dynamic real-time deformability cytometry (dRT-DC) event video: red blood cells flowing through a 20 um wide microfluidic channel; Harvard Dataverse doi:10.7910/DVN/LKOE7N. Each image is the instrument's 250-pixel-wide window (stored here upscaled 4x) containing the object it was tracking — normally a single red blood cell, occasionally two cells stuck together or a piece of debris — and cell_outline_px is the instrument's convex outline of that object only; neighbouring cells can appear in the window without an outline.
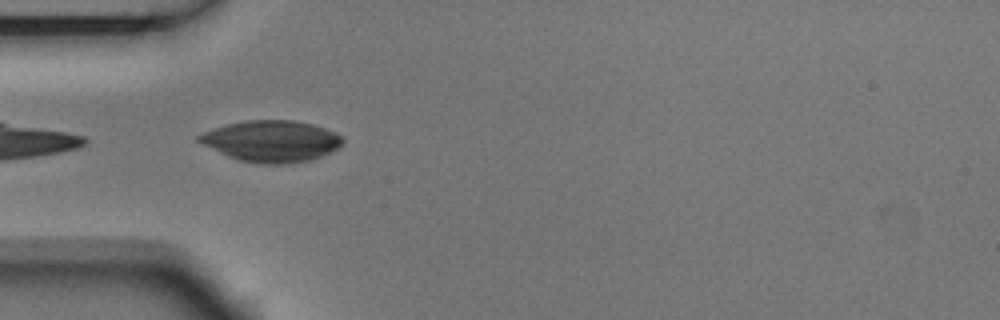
{"species": "Egyptian fruit bat (a non-hibernating species)", "species_latin": "Rousettus aegyptiacus", "temperature_condition": "room temperature", "stored_images_in_passage": 6, "camera_frame_rate_fps": 3000, "um_per_image_px": 0.085, "animal": {"sex": "male"}, "frame": {"image": 1, "passage_image": 4, "time_ms": 1.0, "image_size_px": [1000, 320], "cell_outline_px": [[344, 144], [332, 152], [312, 160], [288, 164], [260, 164], [240, 160], [228, 156], [196, 140], [196, 136], [204, 132], [228, 124], [248, 120], [292, 120], [312, 124], [336, 132], [344, 136]], "centroid_in_image_um": [23.15, 12.0], "position_along_channel_um": 61.9, "area_um2": 34.68}}
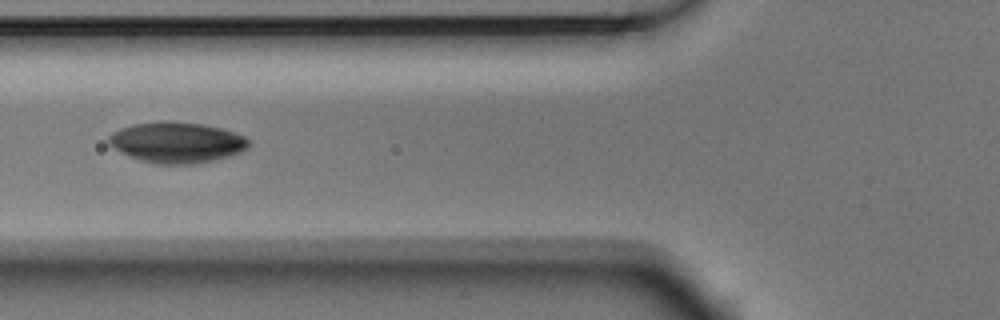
{"frame": {"image": 2, "passage_image": 5, "time_ms": 1.333, "image_size_px": [1000, 320], "cell_outline_px": [[252, 140], [248, 148], [240, 152], [228, 156], [212, 160], [192, 164], [156, 164], [140, 160], [108, 144], [108, 136], [112, 132], [120, 128], [132, 124], [160, 120], [168, 120], [204, 124], [236, 132]], "centroid_in_image_um": [15.05, 12.08], "position_along_channel_um": 110.7, "area_um2": 33.41}}
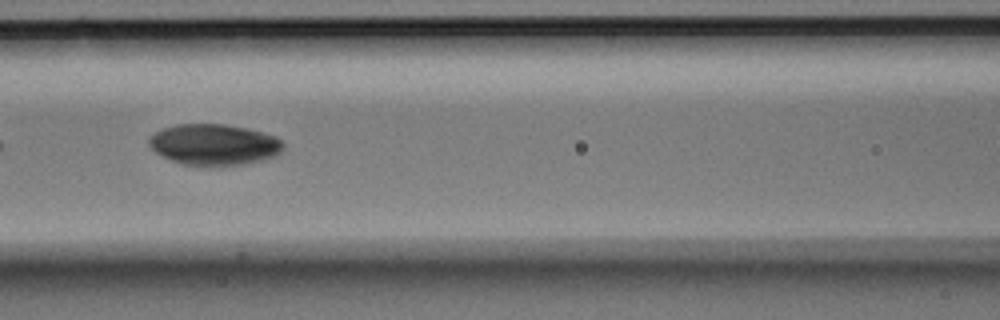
{"frame": {"image": 3, "passage_image": 6, "time_ms": 1.667, "image_size_px": [1000, 320], "cell_outline_px": [[284, 148], [276, 156], [244, 164], [208, 168], [184, 164], [172, 160], [156, 152], [148, 144], [148, 140], [156, 132], [164, 128], [176, 124], [224, 124], [248, 128], [264, 132], [276, 136], [284, 144]], "centroid_in_image_um": [18.23, 12.31], "position_along_channel_um": 148.4, "area_um2": 32.48}}